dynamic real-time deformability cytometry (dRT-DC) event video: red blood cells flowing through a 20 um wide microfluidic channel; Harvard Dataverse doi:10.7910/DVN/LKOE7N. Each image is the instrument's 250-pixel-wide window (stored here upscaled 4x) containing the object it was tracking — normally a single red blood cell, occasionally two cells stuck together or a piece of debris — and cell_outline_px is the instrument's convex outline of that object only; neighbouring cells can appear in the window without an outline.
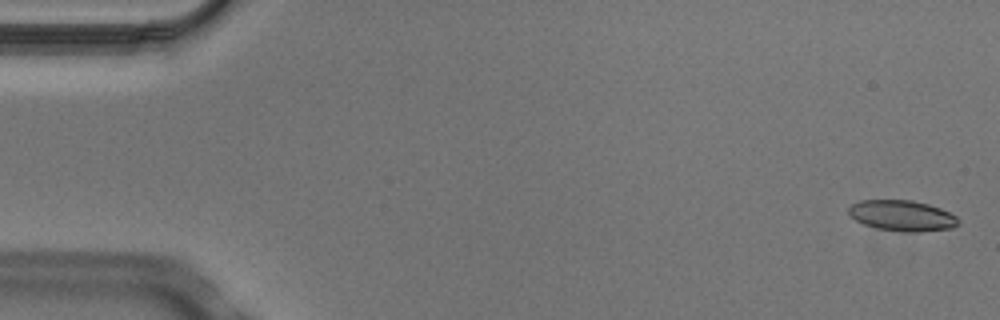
{"species": "Egyptian fruit bat (a non-hibernating species)", "species_latin": "Rousettus aegyptiacus", "temperature_condition": "cold", "stored_images_in_passage": 5, "segment_of_instrument_passage": [2, 2], "camera_frame_rate_fps": 3000, "um_per_image_px": 0.085, "animal": {"sex": "male"}, "frame": {"image": 1, "passage_image": 5, "time_ms": 1.333, "image_size_px": [1000, 320], "cell_outline_px": [[960, 224], [952, 228], [920, 232], [904, 232], [876, 228], [864, 224], [856, 220], [848, 212], [848, 208], [852, 204], [860, 200], [912, 200], [928, 204], [940, 208], [956, 216], [960, 220]], "centroid_in_image_um": [76.7, 18.33], "position_along_channel_um": 8.3, "area_um2": 19.71}}